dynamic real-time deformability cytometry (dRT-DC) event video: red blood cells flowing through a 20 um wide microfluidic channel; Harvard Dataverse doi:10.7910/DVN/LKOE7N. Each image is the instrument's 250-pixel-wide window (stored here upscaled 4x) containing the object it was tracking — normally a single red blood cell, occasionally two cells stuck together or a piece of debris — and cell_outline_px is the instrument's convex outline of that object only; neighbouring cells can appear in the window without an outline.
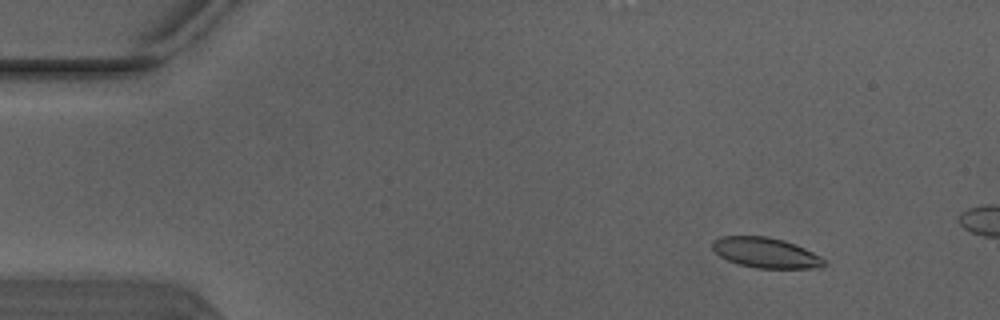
{"species": "Egyptian fruit bat (a non-hibernating species)", "species_latin": "Rousettus aegyptiacus", "temperature_condition": "warm", "stored_images_in_passage": 5, "camera_frame_rate_fps": 3000, "um_per_image_px": 0.085, "animal": {"sex": "male"}, "frame": {"image": 1, "passage_image": 2, "time_ms": 0.333, "image_size_px": [1000, 320], "cell_outline_px": [[828, 264], [820, 268], [756, 268], [740, 264], [728, 260], [720, 256], [712, 248], [712, 240], [720, 236], [768, 236], [784, 240], [796, 244], [820, 256]], "centroid_in_image_um": [65.09, 21.47], "position_along_channel_um": 19.9, "area_um2": 19.77}}